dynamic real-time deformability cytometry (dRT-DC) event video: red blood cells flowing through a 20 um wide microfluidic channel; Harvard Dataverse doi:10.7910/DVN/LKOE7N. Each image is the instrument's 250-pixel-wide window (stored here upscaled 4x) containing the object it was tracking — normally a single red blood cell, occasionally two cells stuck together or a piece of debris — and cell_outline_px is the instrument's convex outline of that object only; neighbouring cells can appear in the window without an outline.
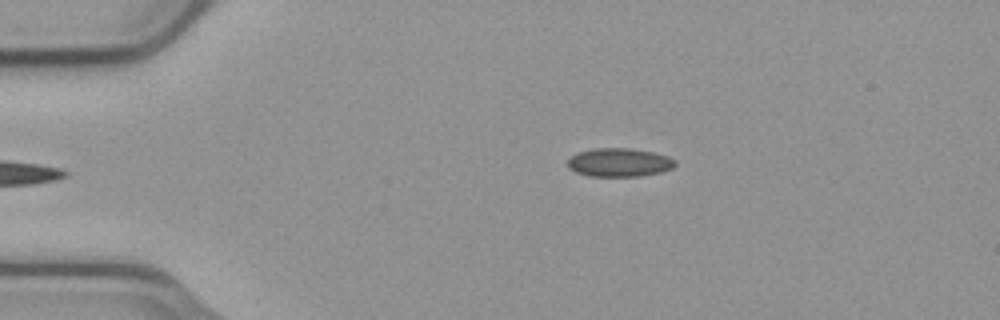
{"species": "common noctule bat (a hibernating species)", "species_latin": "Nyctalus noctula", "temperature_condition": "cold", "stored_images_in_passage": 38, "camera_frame_rate_fps": 3000, "um_per_image_px": 0.085, "animal": {"sex": "male", "body_mass_g": 23.1, "forearm_length_mm": 52.7}, "frame": {"image": 1, "passage_image": 1, "time_ms": 0.0, "image_size_px": [1000, 320], "cell_outline_px": [[676, 164], [672, 168], [660, 172], [640, 176], [588, 176], [576, 172], [568, 168], [568, 160], [572, 156], [580, 152], [596, 148], [628, 148], [652, 152], [668, 156], [676, 160]], "centroid_in_image_um": [52.65, 13.81], "position_along_channel_um": 32.4, "area_um2": 17.74}}
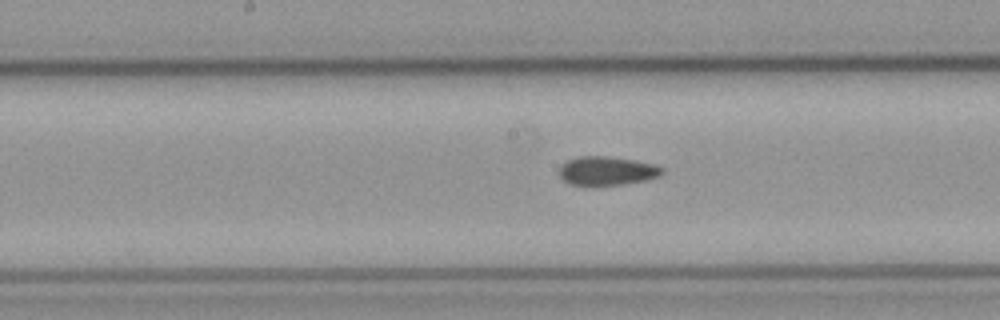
{"frame": {"image": 2, "passage_image": 18, "time_ms": 5.667, "image_size_px": [1000, 320], "cell_outline_px": [[664, 172], [660, 176], [644, 180], [620, 184], [572, 184], [564, 180], [560, 176], [560, 168], [568, 160], [580, 156], [608, 156], [656, 164], [664, 168]], "centroid_in_image_um": [51.64, 14.5], "position_along_channel_um": 196.6, "area_um2": 16.82}}
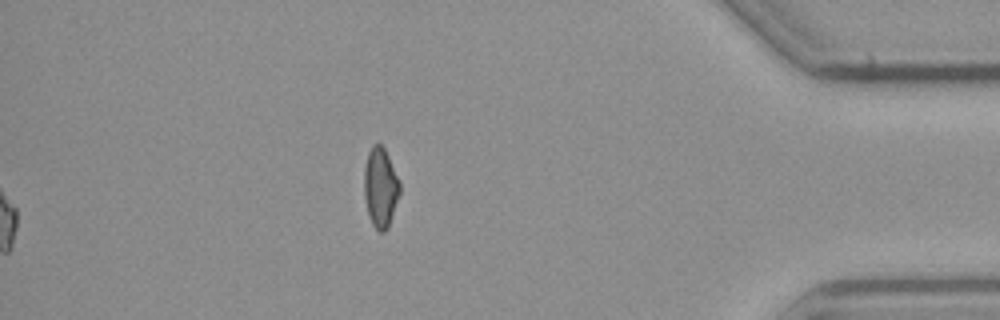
{"frame": {"image": 3, "passage_image": 38, "time_ms": 12.333, "image_size_px": [1000, 320], "cell_outline_px": [[400, 192], [388, 228], [384, 232], [380, 232], [372, 224], [368, 212], [364, 196], [364, 168], [368, 152], [372, 144], [380, 144], [384, 148], [400, 180]], "centroid_in_image_um": [32.34, 15.92], "position_along_channel_um": 402.9, "area_um2": 16.53}, "authors_computed_cell_mechanics": {"area_um2": 17.2533, "velocity_mm_per_s": 3.7413, "shape_relaxation_time_tau1_ms": null, "shape_relaxation_time_tau2_ms": 5.8763, "deformation_change_tau1": null, "deformation_change_tau2": 0.0854}}